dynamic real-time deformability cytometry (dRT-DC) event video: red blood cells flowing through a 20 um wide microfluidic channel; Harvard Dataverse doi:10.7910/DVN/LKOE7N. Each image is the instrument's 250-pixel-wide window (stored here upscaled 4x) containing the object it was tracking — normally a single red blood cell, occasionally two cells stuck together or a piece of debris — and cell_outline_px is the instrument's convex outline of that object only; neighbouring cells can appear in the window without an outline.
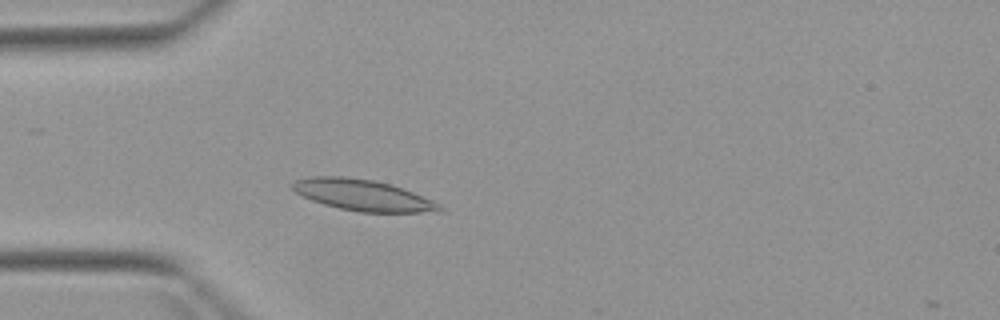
{"species": "Egyptian fruit bat (a non-hibernating species)", "species_latin": "Rousettus aegyptiacus", "temperature_condition": "warm", "stored_images_in_passage": 4, "camera_frame_rate_fps": 3000, "um_per_image_px": 0.085, "animal": {"sex": "female"}, "frame": {"image": 1, "passage_image": 4, "time_ms": 3.667, "image_size_px": [1000, 320], "cell_outline_px": [[444, 212], [360, 212], [340, 208], [324, 204], [312, 200], [296, 192], [288, 184], [296, 180], [312, 176], [344, 176], [372, 180], [388, 184], [412, 192], [432, 200], [440, 204], [444, 208]], "centroid_in_image_um": [30.83, 16.59], "position_along_channel_um": 54.2, "area_um2": 26.47}}